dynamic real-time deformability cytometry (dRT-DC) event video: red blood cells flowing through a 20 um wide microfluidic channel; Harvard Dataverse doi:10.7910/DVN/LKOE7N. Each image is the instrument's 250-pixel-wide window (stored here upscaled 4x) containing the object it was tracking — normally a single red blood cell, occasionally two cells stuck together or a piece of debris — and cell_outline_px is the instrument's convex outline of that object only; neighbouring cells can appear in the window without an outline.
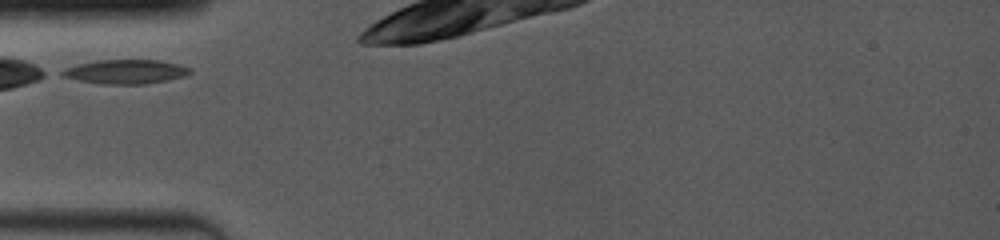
{"species": "common noctule bat (a hibernating species)", "species_latin": "Nyctalus noctula", "temperature_condition": "room temperature", "stored_images_in_passage": 30, "camera_frame_rate_fps": 4000, "um_per_image_px": 0.085, "animal": {"sex": "female", "body_mass_g": 19.0, "forearm_length_mm": 53.3}, "frame": {"image": 1, "passage_image": 1, "time_ms": 0.0, "image_size_px": [1000, 240], "cell_outline_px": [[192, 72], [184, 76], [168, 80], [144, 84], [100, 84], [80, 80], [64, 76], [56, 72], [64, 68], [76, 64], [100, 60], [160, 60], [180, 64], [192, 68]], "centroid_in_image_um": [10.68, 6.09], "position_along_channel_um": 74.3, "area_um2": 18.15}}
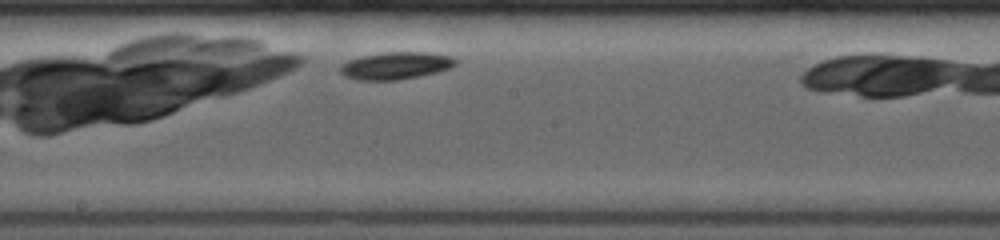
{"frame": {"image": 2, "passage_image": 12, "time_ms": 3.75, "image_size_px": [1000, 240], "cell_outline_px": [[456, 64], [452, 68], [436, 72], [396, 80], [356, 80], [344, 76], [340, 72], [340, 64], [348, 60], [364, 56], [384, 52], [424, 52], [452, 56], [456, 60]], "centroid_in_image_um": [33.62, 5.58], "position_along_channel_um": 214.6, "area_um2": 18.26}}
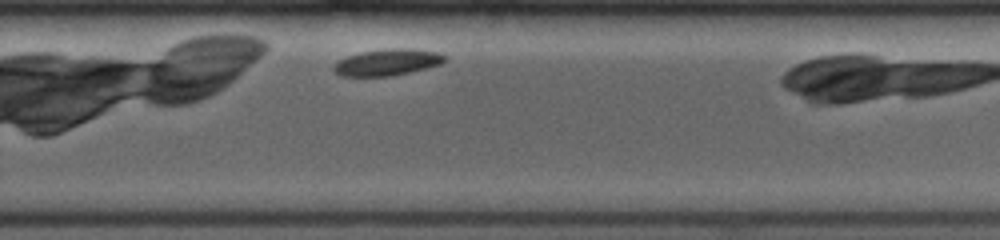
{"frame": {"image": 3, "passage_image": 24, "time_ms": 6.0, "image_size_px": [1000, 240], "cell_outline_px": [[448, 60], [440, 64], [428, 68], [392, 76], [340, 76], [332, 68], [340, 60], [348, 56], [364, 52], [388, 48], [404, 48], [440, 52], [448, 56]], "centroid_in_image_um": [33.01, 5.3], "position_along_channel_um": 296.8, "area_um2": 17.11}}